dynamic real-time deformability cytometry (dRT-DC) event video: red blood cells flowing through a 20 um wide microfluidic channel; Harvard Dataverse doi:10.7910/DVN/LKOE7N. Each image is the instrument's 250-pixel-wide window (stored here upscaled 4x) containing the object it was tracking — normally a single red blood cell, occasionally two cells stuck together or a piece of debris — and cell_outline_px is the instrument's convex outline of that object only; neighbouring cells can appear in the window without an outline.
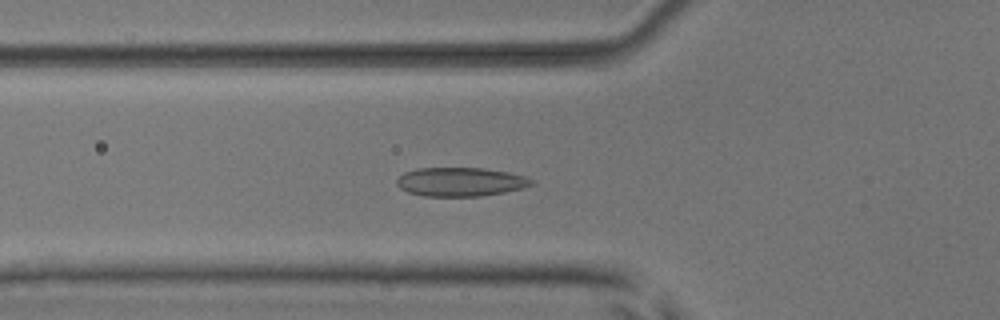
{"species": "common noctule bat (a hibernating species)", "species_latin": "Nyctalus noctula", "temperature_condition": "room temperature", "stored_images_in_passage": 47, "camera_frame_rate_fps": 3000, "um_per_image_px": 0.085, "animal": {"sex": "male", "body_mass_g": 17.9, "forearm_length_mm": 54.2}, "frame": {"image": 1, "passage_image": 19, "time_ms": 6.0, "image_size_px": [1000, 320], "cell_outline_px": [[532, 184], [524, 188], [504, 192], [480, 196], [424, 196], [408, 192], [400, 188], [396, 184], [396, 180], [404, 172], [416, 168], [484, 168], [508, 172], [524, 176], [532, 180]], "centroid_in_image_um": [39.11, 15.45], "position_along_channel_um": 86.7, "area_um2": 22.6}}
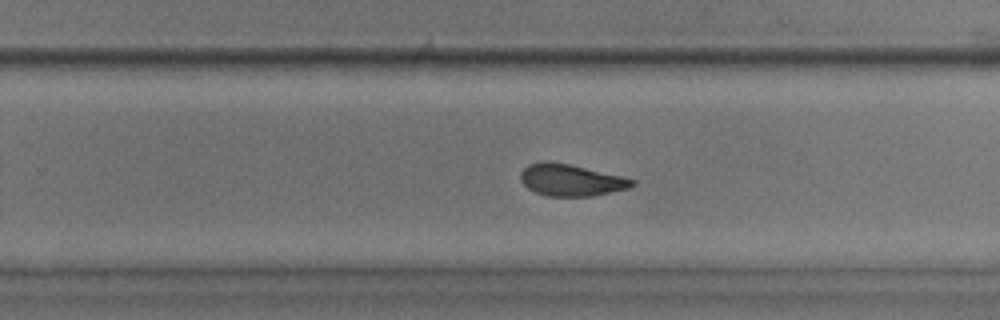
{"frame": {"image": 2, "passage_image": 34, "time_ms": 11.0, "image_size_px": [1000, 320], "cell_outline_px": [[636, 184], [628, 188], [592, 196], [548, 196], [536, 192], [528, 188], [520, 180], [520, 172], [528, 164], [544, 160], [548, 160], [568, 164], [620, 176], [636, 180]], "centroid_in_image_um": [48.49, 15.3], "position_along_channel_um": 281.3, "area_um2": 20.52}}
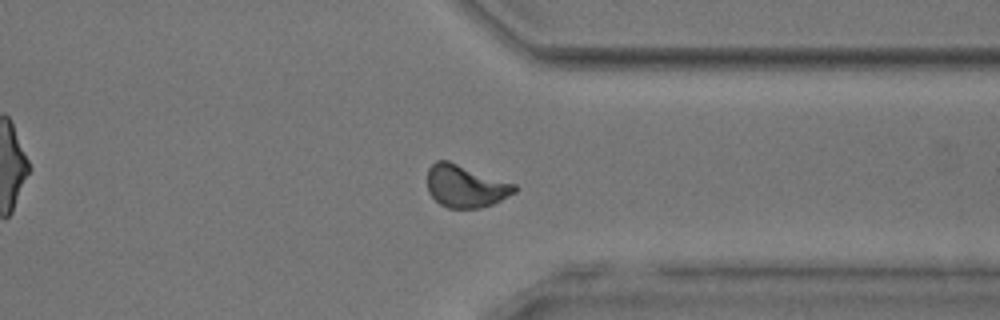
{"frame": {"image": 3, "passage_image": 41, "time_ms": 13.333, "image_size_px": [1000, 320], "cell_outline_px": [[516, 192], [492, 204], [480, 208], [448, 208], [440, 204], [428, 192], [428, 168], [436, 160], [448, 160], [516, 184]], "centroid_in_image_um": [39.56, 15.82], "position_along_channel_um": 371.8, "area_um2": 21.5}, "authors_computed_cell_mechanics": {"area_um2": 21.5016, "velocity_mm_per_s": 3.9082, "shape_relaxation_time_tau1_ms": 4.8311, "shape_relaxation_time_tau2_ms": 1.3412, "deformation_change_tau1": 0.1226, "deformation_change_tau2": 0.0578}}